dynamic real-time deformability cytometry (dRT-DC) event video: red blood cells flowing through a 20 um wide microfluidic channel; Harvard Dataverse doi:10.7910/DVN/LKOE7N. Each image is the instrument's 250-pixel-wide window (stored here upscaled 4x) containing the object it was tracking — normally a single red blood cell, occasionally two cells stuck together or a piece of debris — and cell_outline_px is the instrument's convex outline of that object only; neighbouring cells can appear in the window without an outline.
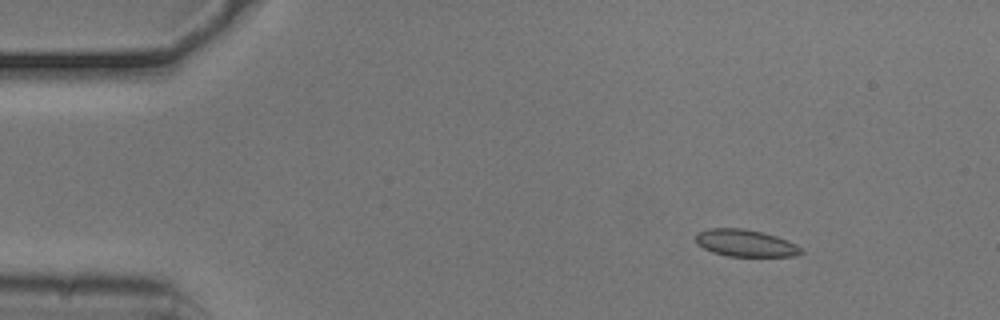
{"species": "common noctule bat (a hibernating species)", "species_latin": "Nyctalus noctula", "temperature_condition": "cold", "stored_images_in_passage": 49, "camera_frame_rate_fps": 3000, "um_per_image_px": 0.085, "animal": {"sex": "male", "body_mass_g": 20.5, "forearm_length_mm": 52.5}, "frame": {"image": 1, "passage_image": 1, "time_ms": 0.0, "image_size_px": [1000, 320], "cell_outline_px": [[804, 252], [796, 256], [728, 256], [712, 252], [696, 244], [696, 232], [708, 228], [740, 228], [764, 232], [788, 240], [804, 248]], "centroid_in_image_um": [63.38, 20.66], "position_along_channel_um": 21.6, "area_um2": 16.82}}
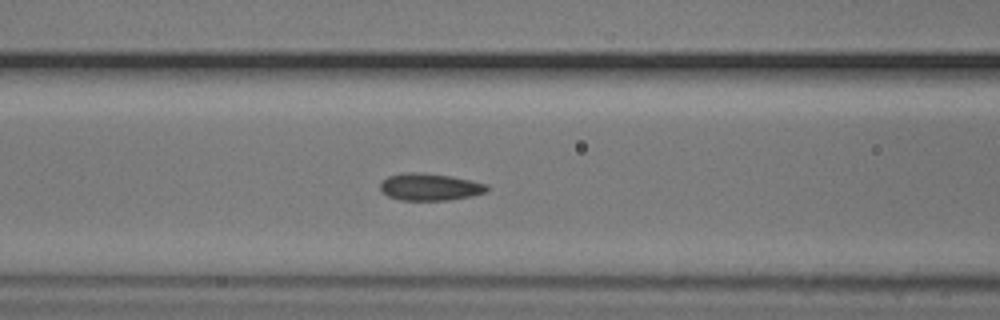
{"frame": {"image": 2, "passage_image": 16, "time_ms": 5.0, "image_size_px": [1000, 320], "cell_outline_px": [[488, 192], [472, 196], [448, 200], [400, 200], [388, 196], [380, 188], [380, 184], [388, 176], [404, 172], [420, 172], [452, 176], [488, 184]], "centroid_in_image_um": [36.57, 15.88], "position_along_channel_um": 130.0, "area_um2": 16.94}}
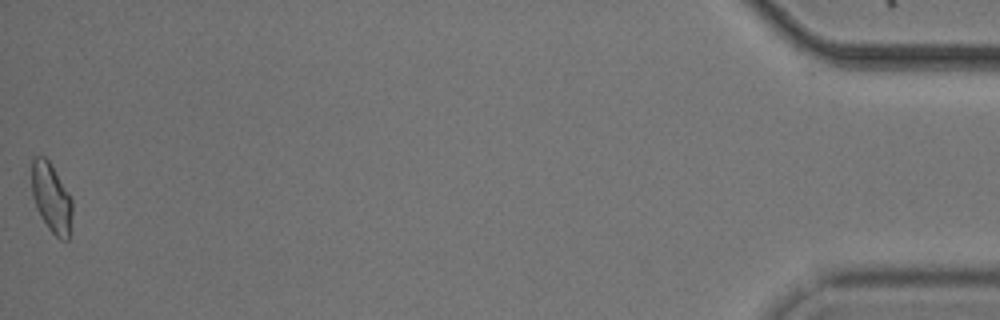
{"frame": {"image": 3, "passage_image": 48, "time_ms": 15.667, "image_size_px": [1000, 320], "cell_outline_px": [[72, 212], [68, 240], [60, 240], [48, 228], [40, 216], [36, 208], [32, 196], [32, 156], [44, 156], [48, 160], [68, 192], [72, 200]], "centroid_in_image_um": [4.35, 16.83], "position_along_channel_um": 430.8, "area_um2": 16.3}, "authors_computed_cell_mechanics": {"area_um2": 16.473, "velocity_mm_per_s": 3.7297, "shape_relaxation_time_tau1_ms": 3.0631, "shape_relaxation_time_tau2_ms": 1.6611, "deformation_change_tau1": 0.0936, "deformation_change_tau2": 0.0531}}